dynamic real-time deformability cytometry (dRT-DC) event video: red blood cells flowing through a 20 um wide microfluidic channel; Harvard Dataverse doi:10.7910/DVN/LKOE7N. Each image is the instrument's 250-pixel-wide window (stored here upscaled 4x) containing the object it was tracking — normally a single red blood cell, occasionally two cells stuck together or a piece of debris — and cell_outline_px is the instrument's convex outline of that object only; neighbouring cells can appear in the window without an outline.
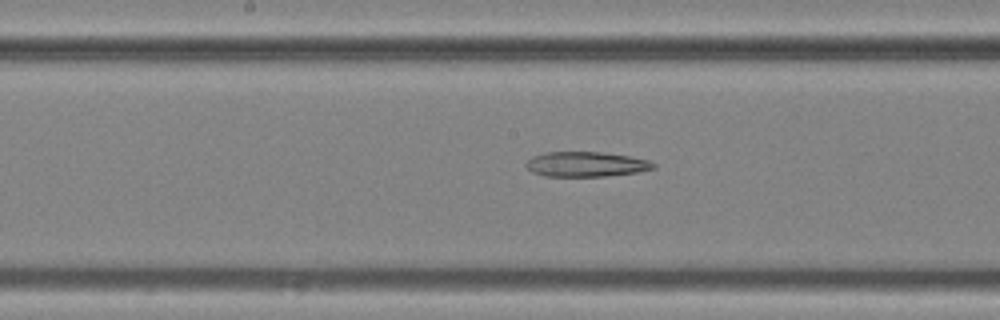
{"species": "common noctule bat (a hibernating species)", "species_latin": "Nyctalus noctula", "temperature_condition": "cold", "stored_images_in_passage": 56, "segment_of_instrument_passage": [2, 2], "camera_frame_rate_fps": 3000, "um_per_image_px": 0.085, "animal": {"sex": "female", "body_mass_g": 25.1}, "frame": {"image": 1, "passage_image": 29, "time_ms": 9.333, "image_size_px": [1000, 320], "cell_outline_px": [[656, 168], [636, 172], [604, 176], [544, 176], [532, 172], [524, 164], [532, 156], [544, 152], [600, 152], [632, 156], [648, 160], [656, 164]], "centroid_in_image_um": [49.81, 13.95], "position_along_channel_um": 198.4, "area_um2": 18.55}}
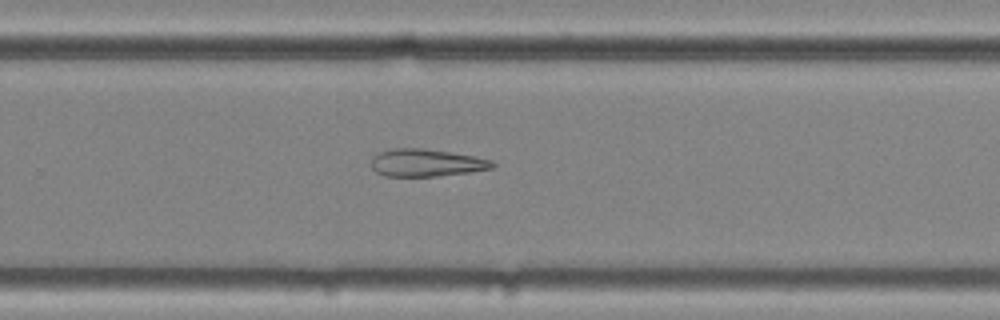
{"frame": {"image": 2, "passage_image": 37, "time_ms": 12.0, "image_size_px": [1000, 320], "cell_outline_px": [[496, 164], [492, 168], [472, 172], [440, 176], [384, 176], [376, 172], [372, 168], [372, 156], [380, 152], [392, 148], [424, 148], [476, 156], [492, 160]], "centroid_in_image_um": [36.25, 13.83], "position_along_channel_um": 293.5, "area_um2": 19.59}}
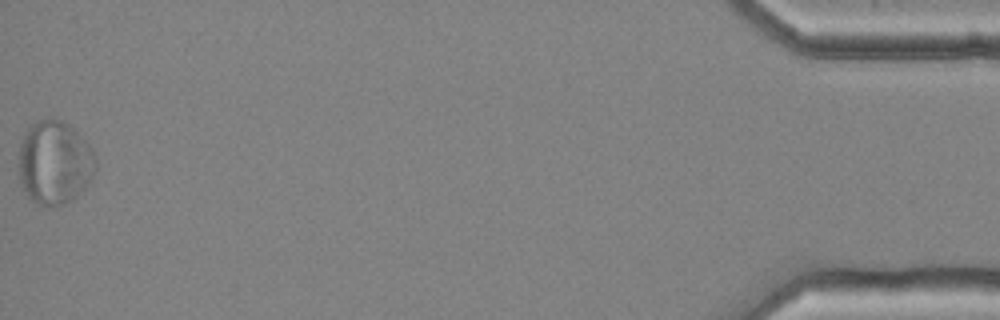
{"frame": {"image": 3, "passage_image": 56, "time_ms": 18.333, "image_size_px": [1000, 320], "cell_outline_px": [[96, 172], [84, 188], [76, 196], [64, 204], [48, 208], [36, 204], [28, 196], [20, 184], [20, 144], [24, 132], [28, 124], [36, 120], [52, 116], [68, 124], [92, 148], [96, 160]], "centroid_in_image_um": [4.62, 13.8], "position_along_channel_um": 430.6, "area_um2": 37.97}}